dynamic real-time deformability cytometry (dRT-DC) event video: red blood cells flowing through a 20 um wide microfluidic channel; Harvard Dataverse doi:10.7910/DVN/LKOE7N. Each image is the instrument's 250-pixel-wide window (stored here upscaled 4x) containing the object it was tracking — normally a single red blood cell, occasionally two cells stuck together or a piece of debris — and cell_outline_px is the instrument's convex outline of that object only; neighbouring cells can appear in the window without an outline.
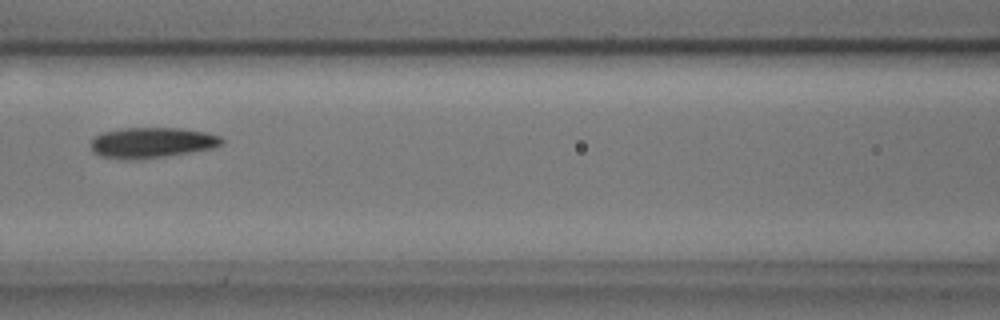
{"species": "common noctule bat (a hibernating species)", "species_latin": "Nyctalus noctula", "temperature_condition": "cold", "stored_images_in_passage": 3, "camera_frame_rate_fps": 3000, "um_per_image_px": 0.085, "animal": {"sex": "male", "body_mass_g": 17.9, "forearm_length_mm": 54.2}, "frame": {"image": 1, "passage_image": 3, "time_ms": 0.667, "image_size_px": [1000, 320], "cell_outline_px": [[224, 140], [220, 144], [212, 148], [164, 156], [128, 160], [124, 160], [100, 156], [92, 152], [92, 136], [104, 132], [120, 128], [180, 128], [204, 132], [220, 136]], "centroid_in_image_um": [12.84, 12.12], "position_along_channel_um": 153.8, "area_um2": 23.12}}